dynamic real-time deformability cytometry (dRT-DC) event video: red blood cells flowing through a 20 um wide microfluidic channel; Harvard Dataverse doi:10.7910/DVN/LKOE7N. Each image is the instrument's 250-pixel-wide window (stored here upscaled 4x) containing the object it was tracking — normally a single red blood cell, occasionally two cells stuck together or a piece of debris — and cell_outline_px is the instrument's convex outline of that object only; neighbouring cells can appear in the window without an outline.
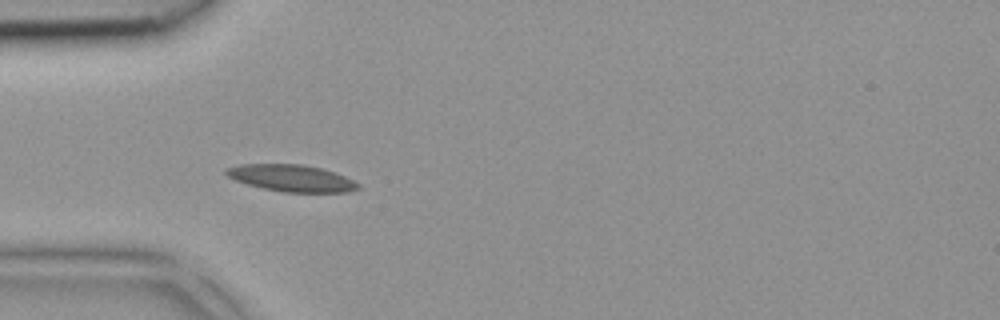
{"species": "common noctule bat (a hibernating species)", "species_latin": "Nyctalus noctula", "temperature_condition": "room temperature", "stored_images_in_passage": 4, "camera_frame_rate_fps": 3000, "um_per_image_px": 0.085, "animal": {"sex": "female", "body_mass_g": 18.4}, "frame": {"image": 1, "passage_image": 2, "time_ms": 0.333, "image_size_px": [1000, 320], "cell_outline_px": [[360, 188], [348, 192], [284, 192], [264, 188], [248, 184], [236, 180], [228, 176], [224, 172], [228, 168], [240, 164], [304, 164], [320, 168], [344, 176], [360, 184]], "centroid_in_image_um": [24.79, 15.14], "position_along_channel_um": 60.2, "area_um2": 20.35}}